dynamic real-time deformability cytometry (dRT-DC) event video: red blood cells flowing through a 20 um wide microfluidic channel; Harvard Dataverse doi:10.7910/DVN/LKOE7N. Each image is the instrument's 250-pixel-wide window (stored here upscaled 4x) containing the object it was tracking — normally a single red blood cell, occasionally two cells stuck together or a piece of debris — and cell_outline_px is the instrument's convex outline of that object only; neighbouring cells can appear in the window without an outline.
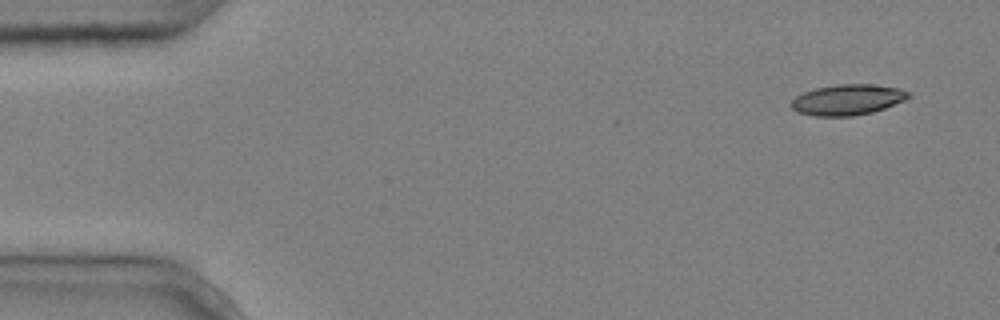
{"species": "common noctule bat (a hibernating species)", "species_latin": "Nyctalus noctula", "temperature_condition": "cold", "stored_images_in_passage": 3, "camera_frame_rate_fps": 3000, "um_per_image_px": 0.085, "animal": {"sex": "male", "body_mass_g": 20.4}, "frame": {"image": 1, "passage_image": 1, "time_ms": 0.0, "image_size_px": [1000, 320], "cell_outline_px": [[912, 96], [904, 100], [884, 108], [872, 112], [852, 116], [812, 116], [800, 112], [792, 108], [792, 100], [796, 96], [804, 92], [816, 88], [836, 84], [872, 84], [900, 88], [908, 92]], "centroid_in_image_um": [72.06, 8.47], "position_along_channel_um": 12.9, "area_um2": 20.81}}